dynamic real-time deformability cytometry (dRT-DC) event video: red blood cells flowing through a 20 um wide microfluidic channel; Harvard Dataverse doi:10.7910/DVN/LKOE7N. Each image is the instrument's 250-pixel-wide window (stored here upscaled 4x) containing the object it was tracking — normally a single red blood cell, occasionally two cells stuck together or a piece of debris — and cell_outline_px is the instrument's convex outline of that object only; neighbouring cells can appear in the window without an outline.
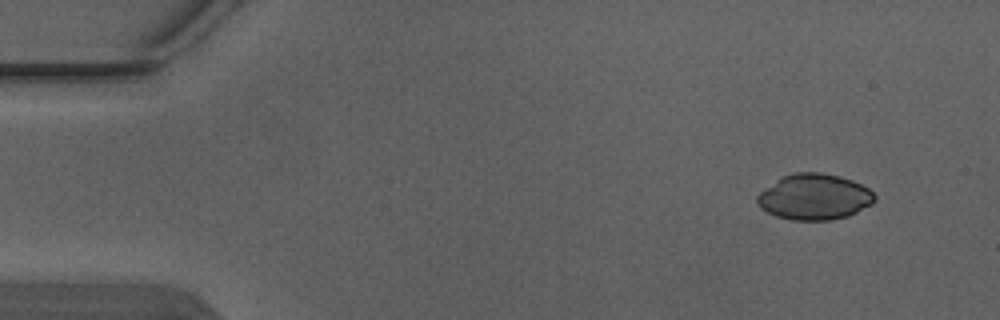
{"species": "Egyptian fruit bat (a non-hibernating species)", "species_latin": "Rousettus aegyptiacus", "temperature_condition": "warm", "stored_images_in_passage": 3, "camera_frame_rate_fps": 3000, "um_per_image_px": 0.085, "animal": {"sex": "male"}, "frame": {"image": 1, "passage_image": 1, "time_ms": 0.0, "image_size_px": [1000, 320], "cell_outline_px": [[876, 200], [872, 204], [848, 216], [828, 220], [792, 220], [776, 216], [760, 208], [756, 204], [756, 196], [760, 192], [776, 180], [784, 176], [796, 172], [820, 172], [840, 176], [852, 180], [868, 188], [876, 196]], "centroid_in_image_um": [69.21, 16.74], "position_along_channel_um": 15.8, "area_um2": 31.39}}
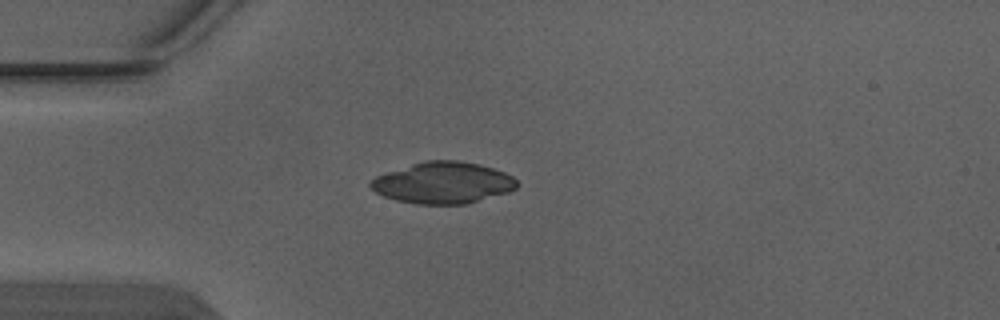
{"frame": {"image": 2, "passage_image": 3, "time_ms": 0.667, "image_size_px": [1000, 320], "cell_outline_px": [[520, 184], [516, 188], [508, 192], [468, 204], [416, 204], [396, 200], [384, 196], [376, 192], [368, 184], [376, 176], [424, 160], [456, 160], [480, 164], [504, 172], [512, 176]], "centroid_in_image_um": [37.68, 15.54], "position_along_channel_um": 47.3, "area_um2": 35.32}}